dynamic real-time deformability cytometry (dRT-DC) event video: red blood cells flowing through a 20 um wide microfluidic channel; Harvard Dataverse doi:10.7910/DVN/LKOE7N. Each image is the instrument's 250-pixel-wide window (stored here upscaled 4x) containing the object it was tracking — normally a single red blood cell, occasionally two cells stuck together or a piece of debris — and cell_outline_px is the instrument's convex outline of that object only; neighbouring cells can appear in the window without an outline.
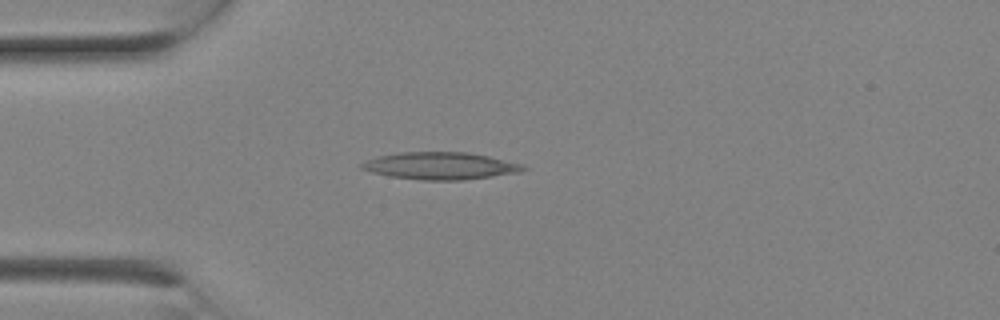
{"species": "Egyptian fruit bat (a non-hibernating species)", "species_latin": "Rousettus aegyptiacus", "temperature_condition": "room temperature", "stored_images_in_passage": 2, "camera_frame_rate_fps": 3000, "um_per_image_px": 0.085, "animal": {"sex": "female"}, "frame": {"image": 1, "passage_image": 2, "time_ms": 0.333, "image_size_px": [1000, 320], "cell_outline_px": [[528, 168], [520, 172], [464, 180], [424, 180], [388, 176], [372, 172], [360, 168], [360, 164], [368, 160], [380, 156], [400, 152], [468, 152], [488, 156], [524, 164]], "centroid_in_image_um": [37.46, 14.1], "position_along_channel_um": 47.5, "area_um2": 25.55}}